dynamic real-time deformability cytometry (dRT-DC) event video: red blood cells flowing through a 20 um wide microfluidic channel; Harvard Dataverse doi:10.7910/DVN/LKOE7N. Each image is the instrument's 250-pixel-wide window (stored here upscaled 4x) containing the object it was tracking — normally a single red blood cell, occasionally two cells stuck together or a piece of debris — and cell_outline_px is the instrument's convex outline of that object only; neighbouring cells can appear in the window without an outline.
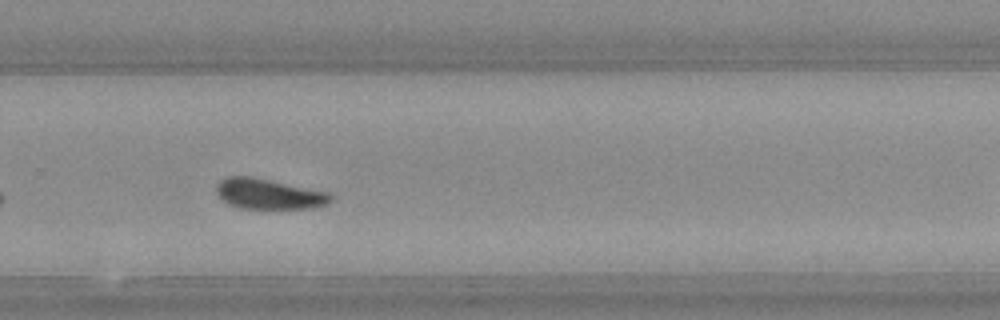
{"species": "Egyptian fruit bat (a non-hibernating species)", "species_latin": "Rousettus aegyptiacus", "temperature_condition": "warm", "stored_images_in_passage": 25, "camera_frame_rate_fps": 3000, "um_per_image_px": 0.085, "animal": {"sex": "female"}, "frame": {"image": 1, "passage_image": 22, "time_ms": 7.0, "image_size_px": [1000, 320], "cell_outline_px": [[332, 200], [328, 204], [312, 208], [240, 208], [228, 204], [216, 192], [216, 184], [220, 180], [228, 176], [252, 176], [328, 192], [332, 196]], "centroid_in_image_um": [22.84, 16.48], "position_along_channel_um": 307.0, "area_um2": 20.17}}